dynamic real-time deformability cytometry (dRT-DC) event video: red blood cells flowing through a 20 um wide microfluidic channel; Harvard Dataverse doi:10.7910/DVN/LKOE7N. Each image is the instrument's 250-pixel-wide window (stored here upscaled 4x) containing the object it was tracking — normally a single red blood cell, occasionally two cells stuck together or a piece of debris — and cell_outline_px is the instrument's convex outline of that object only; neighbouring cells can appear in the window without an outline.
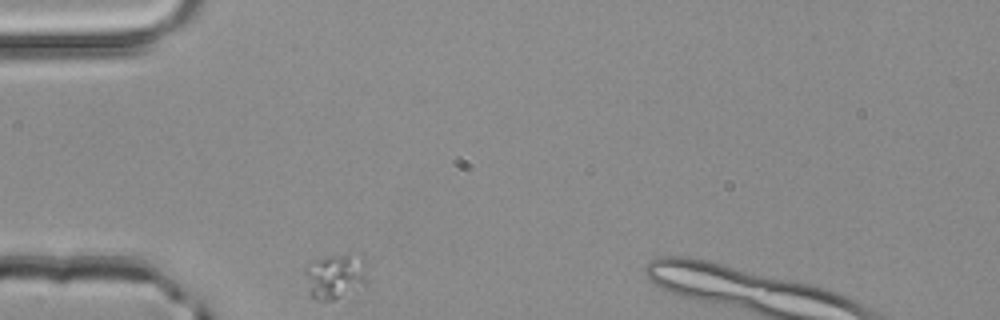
{"species": "common noctule bat (a hibernating species)", "species_latin": "Nyctalus noctula", "temperature_condition": "room temperature", "stored_images_in_passage": 32, "camera_frame_rate_fps": 3000, "um_per_image_px": 0.085, "animal": {"sex": "male", "body_mass_g": 20.4}, "frame": {"image": 1, "passage_image": 1, "time_ms": 0.0, "image_size_px": [1000, 320], "cell_outline_px": [[368, 280], [364, 284], [332, 300], [324, 300], [312, 296], [308, 292], [304, 272], [304, 268], [312, 260], [324, 256], [360, 252], [364, 256]], "centroid_in_image_um": [28.51, 23.39], "position_along_channel_um": 56.5, "area_um2": 16.7}}